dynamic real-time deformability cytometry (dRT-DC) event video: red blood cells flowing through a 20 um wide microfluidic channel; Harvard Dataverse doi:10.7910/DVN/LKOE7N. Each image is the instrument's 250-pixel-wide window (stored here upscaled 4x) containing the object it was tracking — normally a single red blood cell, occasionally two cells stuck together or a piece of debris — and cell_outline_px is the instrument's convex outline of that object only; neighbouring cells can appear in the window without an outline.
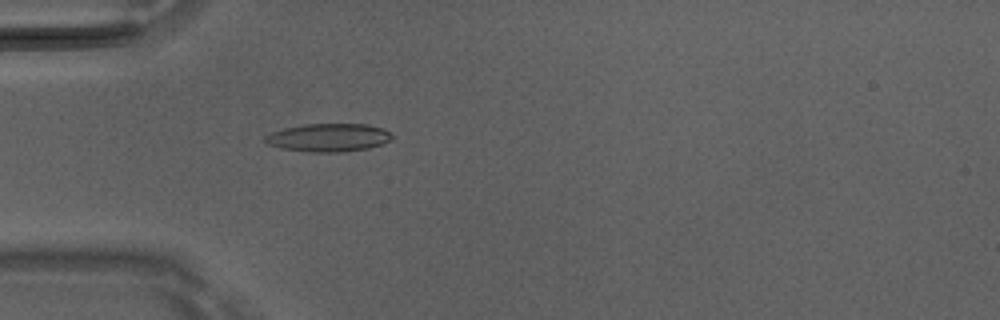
{"species": "Egyptian fruit bat (a non-hibernating species)", "species_latin": "Rousettus aegyptiacus", "temperature_condition": "room temperature", "stored_images_in_passage": 51, "camera_frame_rate_fps": 3000, "um_per_image_px": 0.085, "animal": {"sex": "male"}, "frame": {"image": 1, "passage_image": 16, "time_ms": 5.0, "image_size_px": [1000, 320], "cell_outline_px": [[396, 136], [392, 140], [368, 148], [344, 152], [308, 152], [280, 148], [268, 144], [264, 140], [264, 136], [272, 132], [284, 128], [304, 124], [368, 124], [384, 128]], "centroid_in_image_um": [27.96, 11.69], "position_along_channel_um": 57.0, "area_um2": 21.04}}
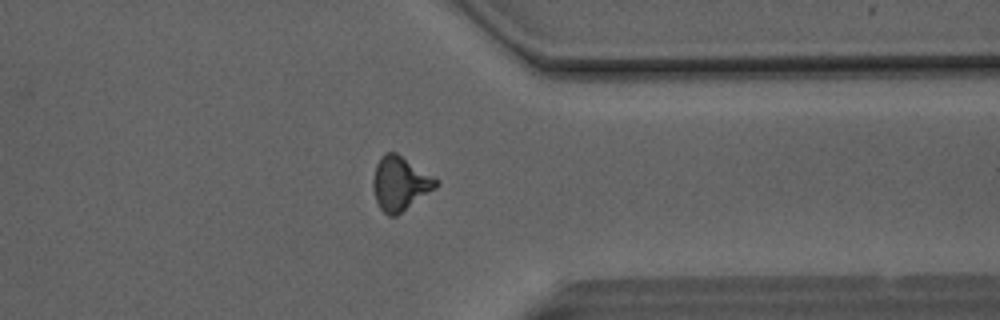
{"frame": {"image": 2, "passage_image": 40, "time_ms": 13.0, "image_size_px": [1000, 320], "cell_outline_px": [[440, 180], [436, 188], [396, 216], [388, 216], [380, 208], [376, 200], [372, 188], [372, 180], [376, 164], [380, 156], [384, 152], [396, 152]], "centroid_in_image_um": [33.99, 15.58], "position_along_channel_um": 377.4, "area_um2": 19.94}}
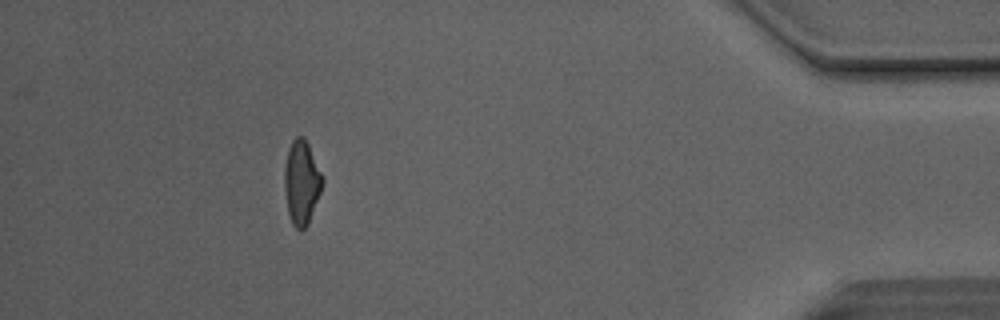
{"frame": {"image": 3, "passage_image": 46, "time_ms": 15.0, "image_size_px": [1000, 320], "cell_outline_px": [[324, 184], [308, 224], [300, 232], [292, 224], [288, 216], [284, 188], [284, 168], [288, 148], [292, 140], [296, 136], [304, 136], [324, 176]], "centroid_in_image_um": [25.64, 15.51], "position_along_channel_um": 409.6, "area_um2": 19.02}, "authors_computed_cell_mechanics": {"area_um2": 19.2474, "velocity_mm_per_s": 4.1371, "shape_relaxation_time_tau1_ms": 9.4376, "shape_relaxation_time_tau2_ms": 2.6884, "deformation_change_tau1": 0.2573, "deformation_change_tau2": 0.1158}}